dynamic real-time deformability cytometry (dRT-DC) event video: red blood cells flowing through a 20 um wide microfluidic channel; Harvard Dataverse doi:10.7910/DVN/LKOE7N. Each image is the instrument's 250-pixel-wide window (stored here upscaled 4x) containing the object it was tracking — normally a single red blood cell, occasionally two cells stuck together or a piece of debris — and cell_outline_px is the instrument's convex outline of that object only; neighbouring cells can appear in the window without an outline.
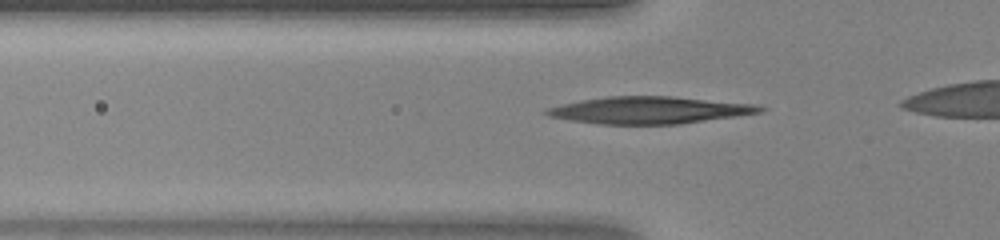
{"species": "human", "species_latin": "Homo sapiens", "temperature_condition": "warm", "stored_images_in_passage": 26, "camera_frame_rate_fps": 3000, "um_per_image_px": 0.085, "donor": {"sex": "female"}, "frame": {"image": 1, "passage_image": 3, "time_ms": 0.667, "image_size_px": [1000, 240], "cell_outline_px": [[768, 108], [760, 112], [736, 116], [680, 124], [600, 124], [572, 120], [548, 116], [540, 112], [544, 108], [584, 100], [608, 96], [672, 96], [760, 104]], "centroid_in_image_um": [55.24, 9.36], "position_along_channel_um": 70.6, "area_um2": 33.76}}
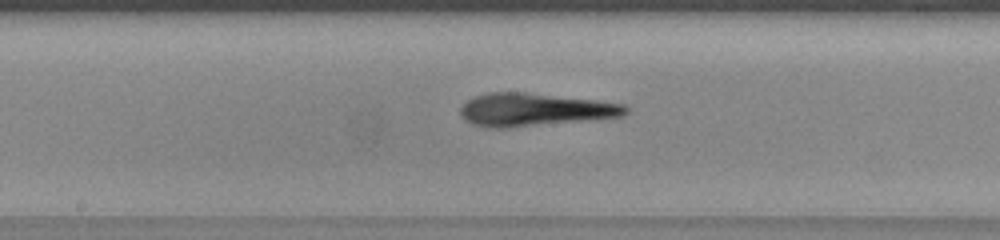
{"frame": {"image": 2, "passage_image": 12, "time_ms": 3.667, "image_size_px": [1000, 240], "cell_outline_px": [[628, 112], [624, 116], [508, 128], [488, 128], [472, 124], [464, 120], [460, 116], [460, 108], [468, 100], [476, 96], [488, 92], [524, 92], [596, 100], [624, 104], [628, 108]], "centroid_in_image_um": [45.41, 9.33], "position_along_channel_um": 202.8, "area_um2": 31.67}}
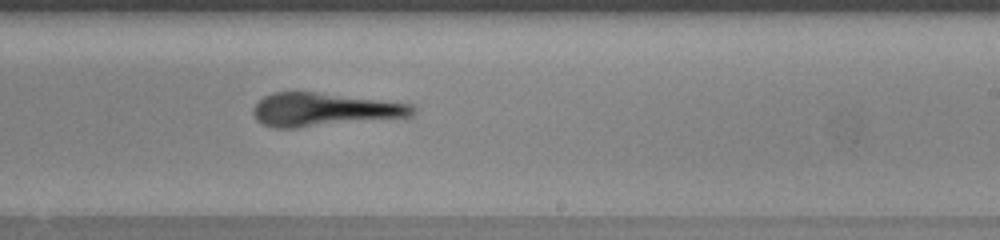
{"frame": {"image": 3, "passage_image": 16, "time_ms": 5.0, "image_size_px": [1000, 240], "cell_outline_px": [[416, 112], [412, 116], [404, 120], [296, 128], [276, 128], [264, 124], [256, 120], [252, 112], [252, 108], [264, 96], [272, 92], [316, 92], [412, 104], [416, 108]], "centroid_in_image_um": [27.69, 9.36], "position_along_channel_um": 261.3, "area_um2": 32.14}}